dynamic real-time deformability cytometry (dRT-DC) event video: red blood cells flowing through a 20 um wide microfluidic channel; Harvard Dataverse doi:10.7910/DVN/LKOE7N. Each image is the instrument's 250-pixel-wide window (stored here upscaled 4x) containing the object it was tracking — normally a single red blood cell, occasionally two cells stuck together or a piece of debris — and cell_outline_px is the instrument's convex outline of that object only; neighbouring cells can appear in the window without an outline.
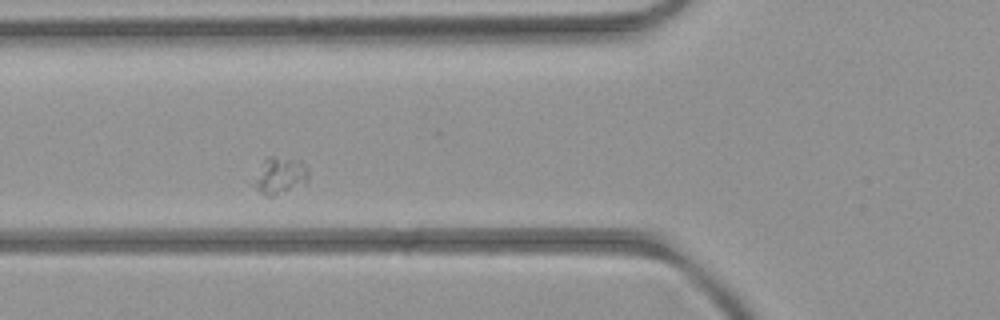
{"species": "common noctule bat (a hibernating species)", "species_latin": "Nyctalus noctula", "temperature_condition": "room temperature", "stored_images_in_passage": 6, "camera_frame_rate_fps": 3000, "um_per_image_px": 0.085, "animal": {"sex": "female", "body_mass_g": 21.9}, "frame": {"image": 1, "passage_image": 2, "time_ms": 1.0, "image_size_px": [1000, 320], "cell_outline_px": [[308, 184], [272, 196], [268, 196], [260, 192], [252, 184], [264, 160], [268, 156], [272, 156], [300, 160], [308, 168]], "centroid_in_image_um": [23.84, 14.93], "position_along_channel_um": 102.0, "area_um2": 11.73}}
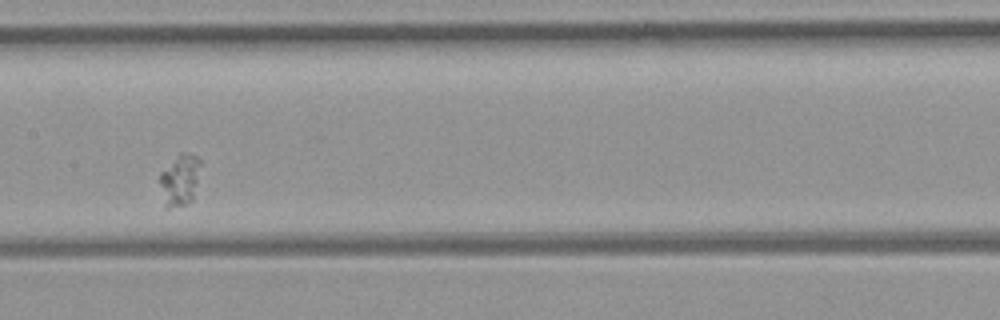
{"frame": {"image": 2, "passage_image": 4, "time_ms": 3.333, "image_size_px": [1000, 320], "cell_outline_px": [[200, 164], [192, 200], [184, 204], [168, 208], [164, 208], [160, 184], [160, 172], [180, 152], [196, 156], [200, 160]], "centroid_in_image_um": [15.24, 15.3], "position_along_channel_um": 192.2, "area_um2": 11.91}}
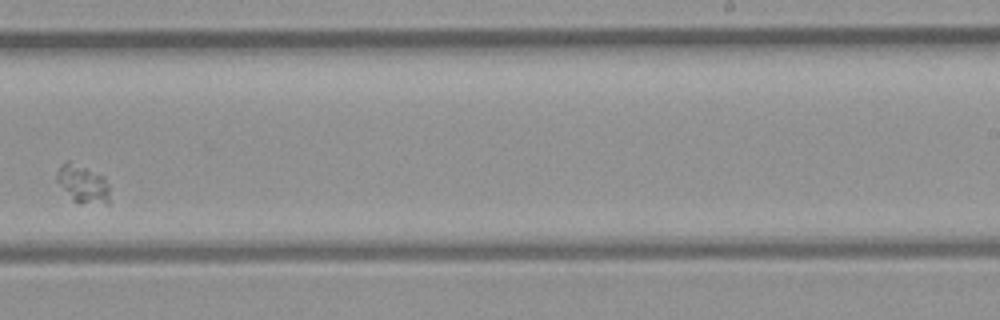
{"frame": {"image": 3, "passage_image": 6, "time_ms": 5.667, "image_size_px": [1000, 320], "cell_outline_px": [[108, 204], [80, 204], [72, 200], [56, 180], [56, 176], [60, 164], [64, 160], [68, 160], [104, 176], [108, 184]], "centroid_in_image_um": [7.02, 15.63], "position_along_channel_um": 282.0, "area_um2": 11.79}}